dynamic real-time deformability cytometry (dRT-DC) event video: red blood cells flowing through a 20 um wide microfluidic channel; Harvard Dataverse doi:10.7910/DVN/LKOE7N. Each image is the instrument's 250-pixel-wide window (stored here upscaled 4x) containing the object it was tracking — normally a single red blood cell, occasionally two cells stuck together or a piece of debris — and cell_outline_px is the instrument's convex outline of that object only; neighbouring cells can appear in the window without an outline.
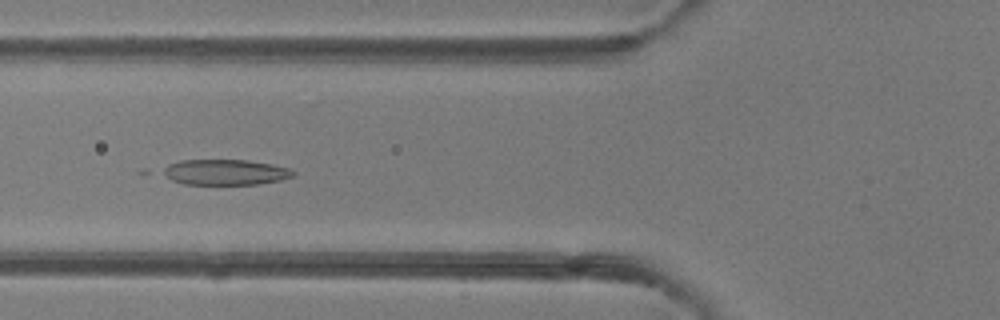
{"species": "common noctule bat (a hibernating species)", "species_latin": "Nyctalus noctula", "temperature_condition": "room temperature", "stored_images_in_passage": 5, "camera_frame_rate_fps": 3000, "um_per_image_px": 0.085, "animal": {"sex": "female"}, "frame": {"image": 1, "passage_image": 5, "time_ms": 4.667, "image_size_px": [1000, 320], "cell_outline_px": [[296, 176], [280, 180], [256, 184], [184, 184], [172, 180], [160, 172], [160, 168], [168, 164], [180, 160], [248, 160], [272, 164], [288, 168], [296, 172]], "centroid_in_image_um": [19.12, 14.63], "position_along_channel_um": 106.7, "area_um2": 19.54}}